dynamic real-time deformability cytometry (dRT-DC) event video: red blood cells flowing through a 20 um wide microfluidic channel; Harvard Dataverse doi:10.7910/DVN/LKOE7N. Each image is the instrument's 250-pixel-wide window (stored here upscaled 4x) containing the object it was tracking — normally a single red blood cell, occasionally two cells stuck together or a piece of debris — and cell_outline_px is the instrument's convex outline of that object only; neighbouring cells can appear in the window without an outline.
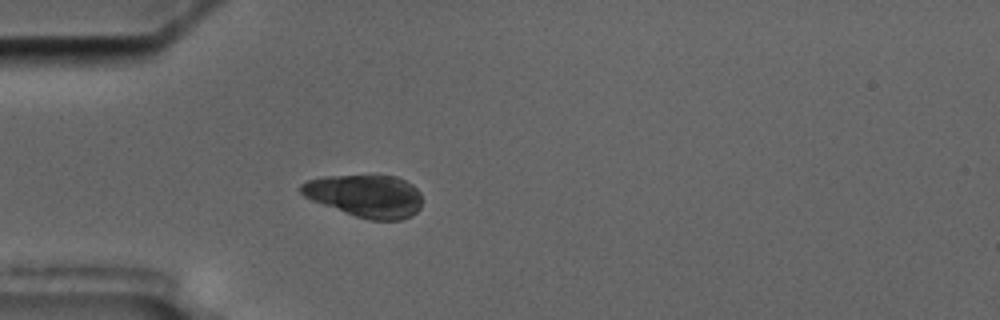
{"species": "common noctule bat (a hibernating species)", "species_latin": "Nyctalus noctula", "temperature_condition": "cold", "stored_images_in_passage": 5, "camera_frame_rate_fps": 3000, "um_per_image_px": 0.085, "animal": {"sex": "male", "body_mass_g": 17.5, "forearm_length_mm": 52.3}, "frame": {"image": 1, "passage_image": 5, "time_ms": 4.333, "image_size_px": [1000, 320], "cell_outline_px": [[420, 208], [412, 216], [400, 220], [368, 220], [356, 216], [312, 200], [304, 196], [300, 192], [300, 184], [308, 180], [324, 176], [396, 176], [412, 184], [420, 192]], "centroid_in_image_um": [31.06, 16.65], "position_along_channel_um": 53.9, "area_um2": 29.77}}